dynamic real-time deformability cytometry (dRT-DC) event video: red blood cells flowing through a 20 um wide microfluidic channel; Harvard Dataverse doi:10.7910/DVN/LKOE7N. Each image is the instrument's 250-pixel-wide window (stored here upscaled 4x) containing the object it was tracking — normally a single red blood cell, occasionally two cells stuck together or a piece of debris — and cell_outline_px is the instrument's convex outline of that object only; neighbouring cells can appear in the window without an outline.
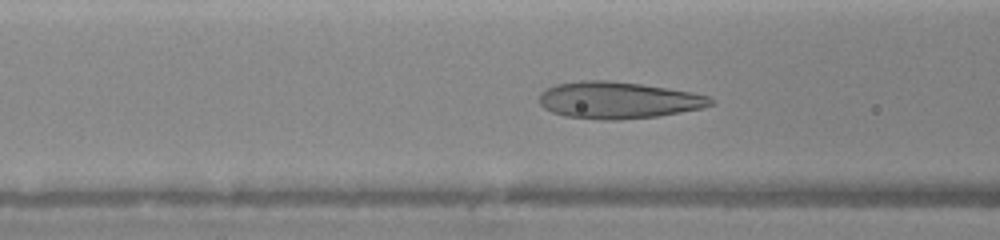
{"species": "human", "species_latin": "Homo sapiens", "temperature_condition": "warm", "stored_images_in_passage": 70, "camera_frame_rate_fps": 3000, "um_per_image_px": 0.085, "donor": {"sex": "female"}, "frame": {"image": 1, "passage_image": 27, "time_ms": 6.0, "image_size_px": [1000, 240], "cell_outline_px": [[716, 100], [712, 104], [700, 108], [660, 116], [620, 120], [600, 120], [564, 116], [552, 112], [544, 108], [540, 104], [540, 92], [556, 84], [580, 80], [608, 80], [640, 84], [692, 92], [708, 96]], "centroid_in_image_um": [52.53, 8.52], "position_along_channel_um": 114.1, "area_um2": 36.82}}
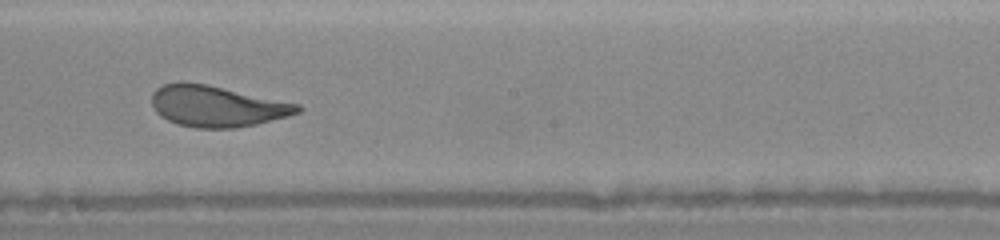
{"frame": {"image": 2, "passage_image": 40, "time_ms": 8.667, "image_size_px": [1000, 240], "cell_outline_px": [[304, 108], [300, 112], [288, 116], [256, 124], [236, 128], [196, 128], [176, 124], [160, 116], [152, 108], [152, 92], [156, 88], [164, 84], [180, 80], [208, 84], [300, 104]], "centroid_in_image_um": [18.41, 9.01], "position_along_channel_um": 229.8, "area_um2": 35.37}}
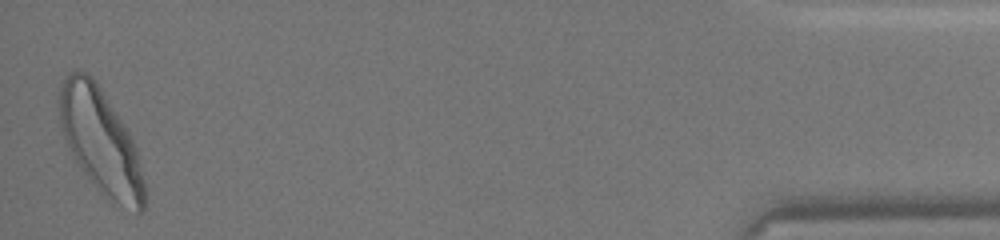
{"frame": {"image": 3, "passage_image": 70, "time_ms": 15.0, "image_size_px": [1000, 240], "cell_outline_px": [[144, 212], [136, 212], [104, 196], [88, 176], [76, 160], [64, 136], [60, 124], [56, 100], [56, 96], [68, 72], [88, 72], [96, 80], [128, 128], [136, 148], [144, 184]], "centroid_in_image_um": [8.54, 11.93], "position_along_channel_um": 426.7, "area_um2": 51.62}}